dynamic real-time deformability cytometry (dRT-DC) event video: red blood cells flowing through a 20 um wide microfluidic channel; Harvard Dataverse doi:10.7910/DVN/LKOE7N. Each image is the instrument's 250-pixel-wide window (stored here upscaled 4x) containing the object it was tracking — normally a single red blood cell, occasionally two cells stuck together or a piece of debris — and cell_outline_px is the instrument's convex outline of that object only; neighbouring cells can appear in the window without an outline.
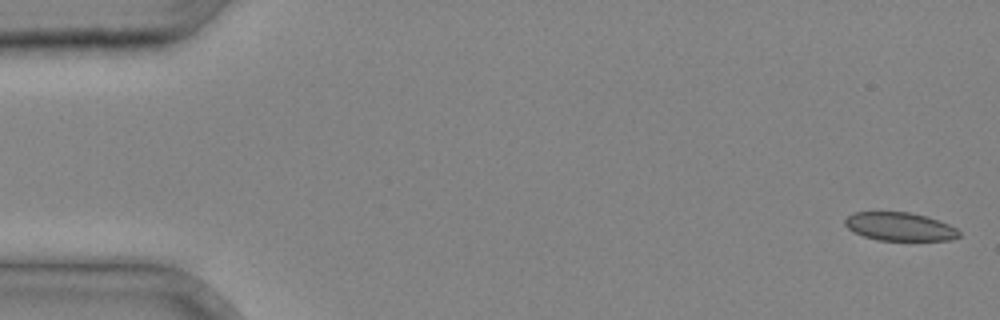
{"species": "common noctule bat (a hibernating species)", "species_latin": "Nyctalus noctula", "temperature_condition": "cold", "stored_images_in_passage": 37, "camera_frame_rate_fps": 3000, "um_per_image_px": 0.085, "animal": {"sex": "male", "body_mass_g": 20.4}, "frame": {"image": 1, "passage_image": 1, "time_ms": 0.0, "image_size_px": [1000, 320], "cell_outline_px": [[960, 236], [952, 240], [876, 240], [852, 232], [844, 224], [844, 220], [852, 212], [908, 212], [928, 216], [940, 220], [956, 228], [960, 232]], "centroid_in_image_um": [76.48, 19.26], "position_along_channel_um": 8.5, "area_um2": 19.02}}
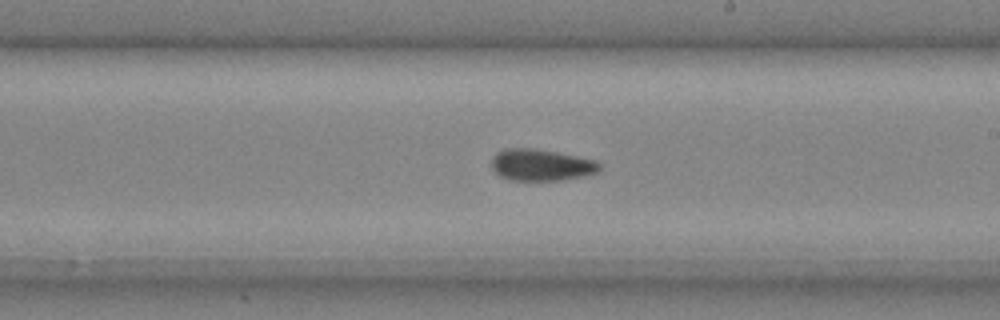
{"frame": {"image": 2, "passage_image": 22, "time_ms": 7.0, "image_size_px": [1000, 320], "cell_outline_px": [[600, 168], [596, 172], [584, 176], [560, 180], [508, 180], [500, 176], [492, 168], [492, 160], [496, 152], [504, 148], [532, 148], [556, 152], [596, 160], [600, 164]], "centroid_in_image_um": [45.97, 14.02], "position_along_channel_um": 243.0, "area_um2": 19.83}}
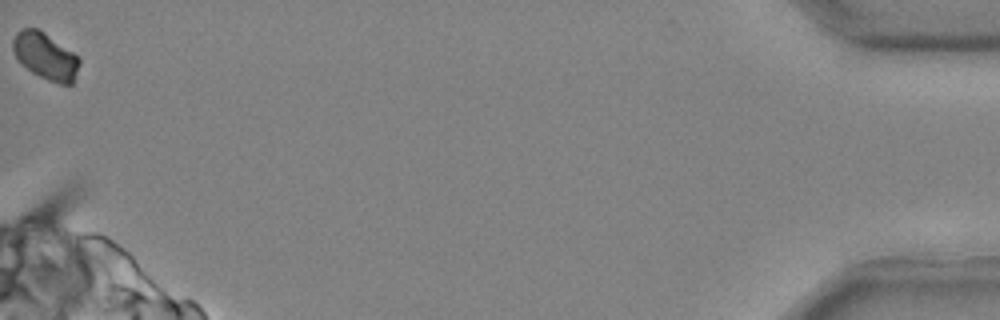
{"frame": {"image": 3, "passage_image": 37, "time_ms": 12.0, "image_size_px": [1000, 320], "cell_outline_px": [[80, 64], [72, 84], [60, 84], [48, 80], [32, 72], [20, 64], [16, 60], [12, 52], [12, 40], [16, 32], [20, 28], [36, 28], [44, 32], [72, 52], [80, 60]], "centroid_in_image_um": [3.8, 4.76], "position_along_channel_um": 431.4, "area_um2": 18.15}}